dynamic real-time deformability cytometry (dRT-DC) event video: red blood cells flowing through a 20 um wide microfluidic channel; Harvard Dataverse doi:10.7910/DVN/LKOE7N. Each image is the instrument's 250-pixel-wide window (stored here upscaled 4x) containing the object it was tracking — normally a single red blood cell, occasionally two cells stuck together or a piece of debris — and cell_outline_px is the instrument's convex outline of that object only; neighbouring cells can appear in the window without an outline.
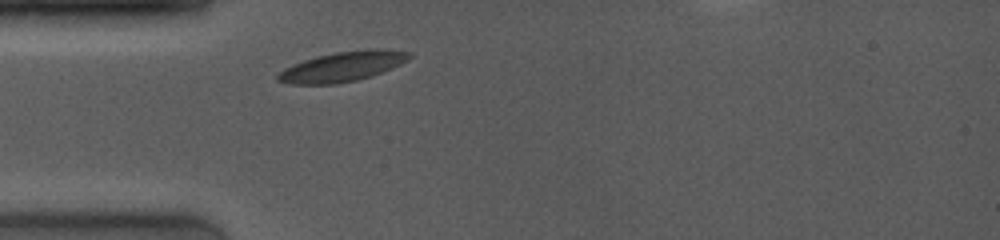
{"species": "common noctule bat (a hibernating species)", "species_latin": "Nyctalus noctula", "temperature_condition": "room temperature", "stored_images_in_passage": 36, "camera_frame_rate_fps": 4000, "um_per_image_px": 0.085, "animal": {"sex": "female", "body_mass_g": 19.0, "forearm_length_mm": 53.3}, "frame": {"image": 1, "passage_image": 1, "time_ms": 0.0, "image_size_px": [1000, 240], "cell_outline_px": [[412, 56], [408, 60], [392, 68], [372, 76], [356, 80], [336, 84], [292, 84], [276, 80], [276, 76], [284, 68], [304, 60], [316, 56], [336, 52], [412, 52]], "centroid_in_image_um": [29.0, 5.72], "position_along_channel_um": 56.0, "area_um2": 21.73}}
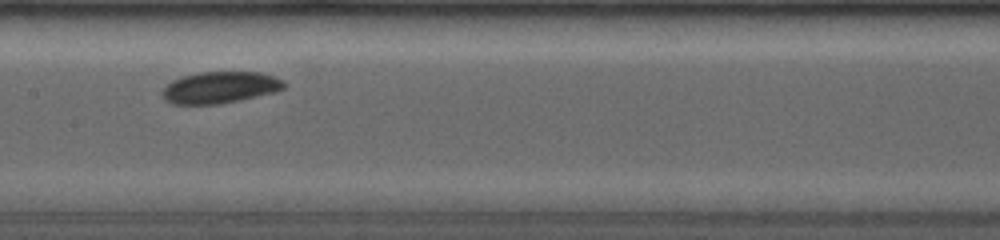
{"frame": {"image": 2, "passage_image": 13, "time_ms": 3.5, "image_size_px": [1000, 240], "cell_outline_px": [[284, 88], [272, 92], [240, 100], [220, 104], [172, 104], [164, 100], [160, 92], [172, 80], [180, 76], [200, 72], [260, 72], [284, 80]], "centroid_in_image_um": [18.64, 7.43], "position_along_channel_um": 188.8, "area_um2": 22.43}}
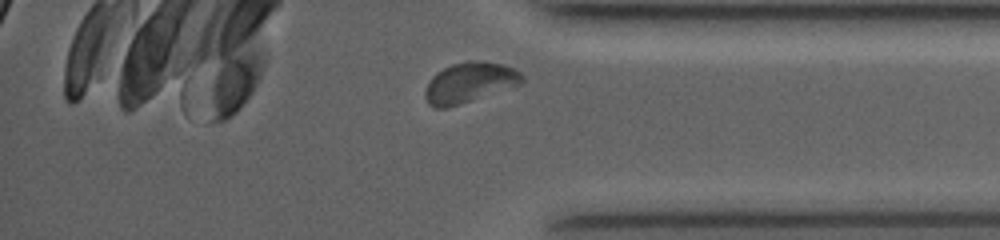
{"frame": {"image": 3, "passage_image": 33, "time_ms": 8.75, "image_size_px": [1000, 240], "cell_outline_px": [[524, 80], [520, 84], [448, 108], [436, 108], [428, 104], [424, 96], [424, 88], [428, 80], [436, 72], [452, 64], [464, 60], [484, 60], [500, 64], [512, 68], [520, 72], [524, 76]], "centroid_in_image_um": [39.85, 7.0], "position_along_channel_um": 395.3, "area_um2": 22.89}, "authors_computed_cell_mechanics": {"area_um2": 22.1952, "velocity_mm_per_s": 3.9419, "shape_relaxation_time_tau1_ms": 1.8675, "shape_relaxation_time_tau2_ms": null, "deformation_change_tau1": 0.062, "deformation_change_tau2": null}}